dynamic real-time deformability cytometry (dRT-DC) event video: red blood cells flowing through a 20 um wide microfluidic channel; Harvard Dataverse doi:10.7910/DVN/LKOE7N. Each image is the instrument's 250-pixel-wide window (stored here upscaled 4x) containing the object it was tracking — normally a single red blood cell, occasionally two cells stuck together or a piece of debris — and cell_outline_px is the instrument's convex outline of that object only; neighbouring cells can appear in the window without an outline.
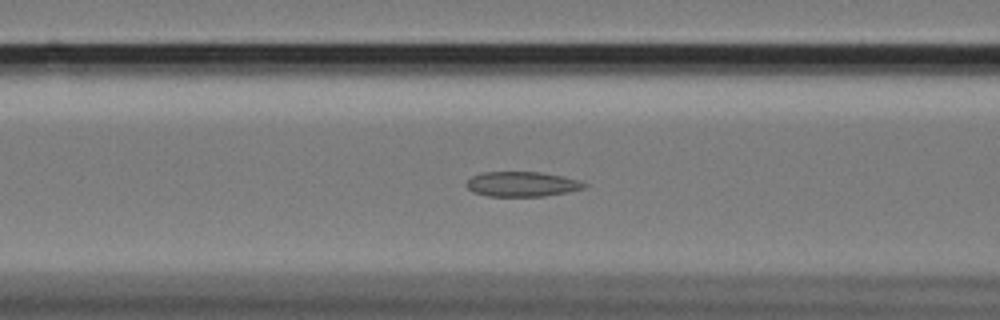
{"species": "Egyptian fruit bat (a non-hibernating species)", "species_latin": "Rousettus aegyptiacus", "temperature_condition": "cold", "stored_images_in_passage": 44, "segment_of_instrument_passage": [1, 2], "camera_frame_rate_fps": 3000, "um_per_image_px": 0.085, "animal": {"sex": "female"}, "frame": {"image": 1, "passage_image": 8, "time_ms": 2.333, "image_size_px": [1000, 320], "cell_outline_px": [[588, 184], [584, 188], [568, 192], [544, 196], [488, 196], [472, 192], [464, 184], [472, 176], [484, 172], [540, 172], [580, 180]], "centroid_in_image_um": [44.36, 15.65], "position_along_channel_um": 122.2, "area_um2": 17.11}}
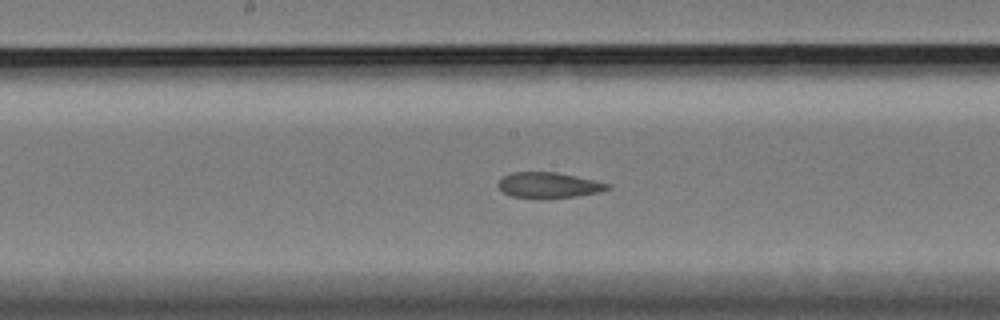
{"frame": {"image": 2, "passage_image": 15, "time_ms": 4.667, "image_size_px": [1000, 320], "cell_outline_px": [[612, 188], [600, 192], [576, 196], [548, 200], [536, 200], [512, 196], [504, 192], [496, 184], [504, 176], [512, 172], [556, 172], [596, 180], [612, 184]], "centroid_in_image_um": [46.67, 15.77], "position_along_channel_um": 201.5, "area_um2": 16.88}}
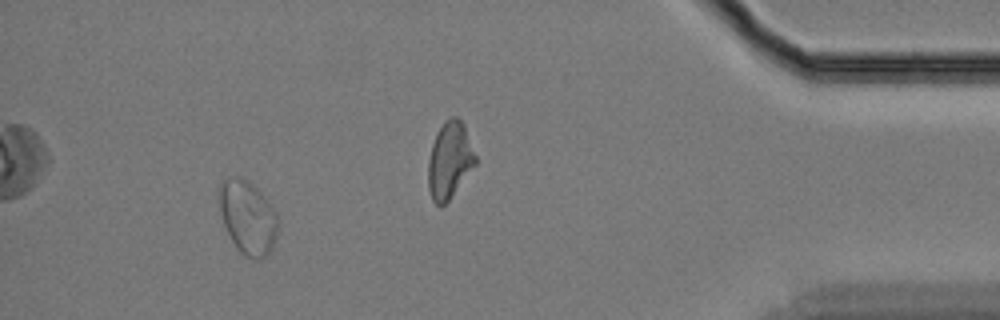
{"frame": {"image": 3, "passage_image": 39, "time_ms": 12.667, "image_size_px": [1000, 320], "cell_outline_px": [[280, 224], [272, 248], [260, 260], [248, 256], [240, 252], [236, 248], [224, 224], [220, 212], [220, 180], [236, 176], [252, 184], [272, 204], [280, 220]], "centroid_in_image_um": [21.09, 18.47], "position_along_channel_um": 414.1, "area_um2": 25.03}}